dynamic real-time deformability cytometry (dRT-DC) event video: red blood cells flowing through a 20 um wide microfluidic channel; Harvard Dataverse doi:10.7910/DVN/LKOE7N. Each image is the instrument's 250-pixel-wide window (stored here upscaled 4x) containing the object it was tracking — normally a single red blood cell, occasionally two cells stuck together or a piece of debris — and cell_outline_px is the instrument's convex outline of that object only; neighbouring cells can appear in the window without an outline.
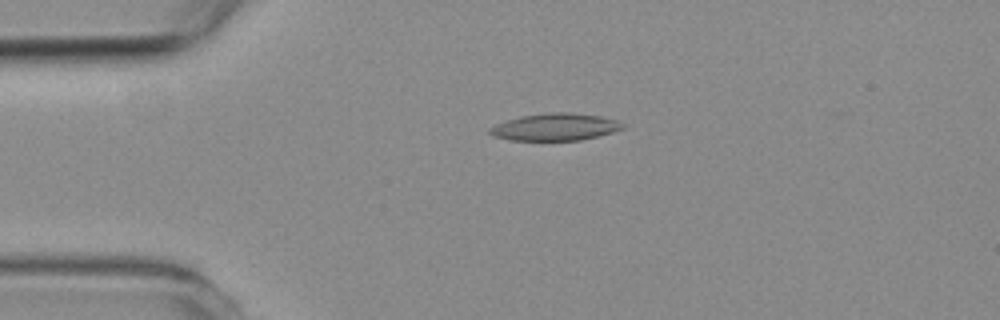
{"species": "common noctule bat (a hibernating species)", "species_latin": "Nyctalus noctula", "temperature_condition": "room temperature", "stored_images_in_passage": 21, "camera_frame_rate_fps": 3000, "um_per_image_px": 0.085, "animal": {"sex": "female", "body_mass_g": 19.3, "forearm_length_mm": 54.1}, "frame": {"image": 1, "passage_image": 12, "time_ms": 3.667, "image_size_px": [1000, 320], "cell_outline_px": [[624, 128], [612, 132], [580, 140], [512, 140], [492, 136], [488, 132], [488, 128], [496, 124], [520, 116], [552, 112], [568, 112], [600, 116], [616, 120], [624, 124]], "centroid_in_image_um": [47.16, 10.79], "position_along_channel_um": 37.8, "area_um2": 20.87}}
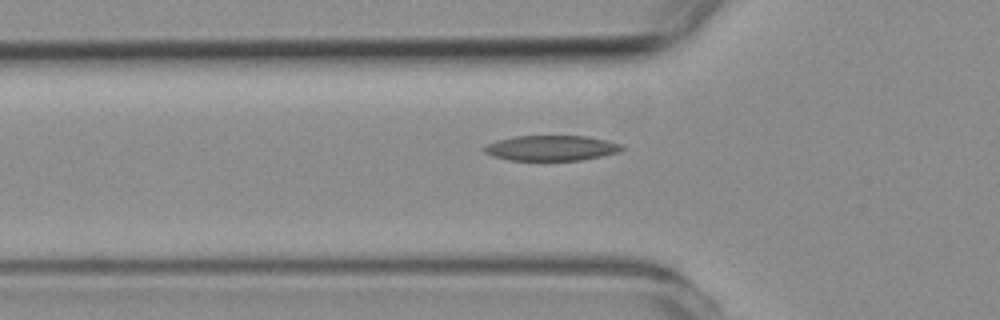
{"frame": {"image": 2, "passage_image": 18, "time_ms": 5.667, "image_size_px": [1000, 320], "cell_outline_px": [[628, 148], [620, 152], [580, 160], [508, 160], [492, 156], [484, 152], [484, 148], [488, 144], [496, 140], [516, 136], [584, 136], [608, 140], [624, 144]], "centroid_in_image_um": [46.92, 12.58], "position_along_channel_um": 78.9, "area_um2": 20.4}}
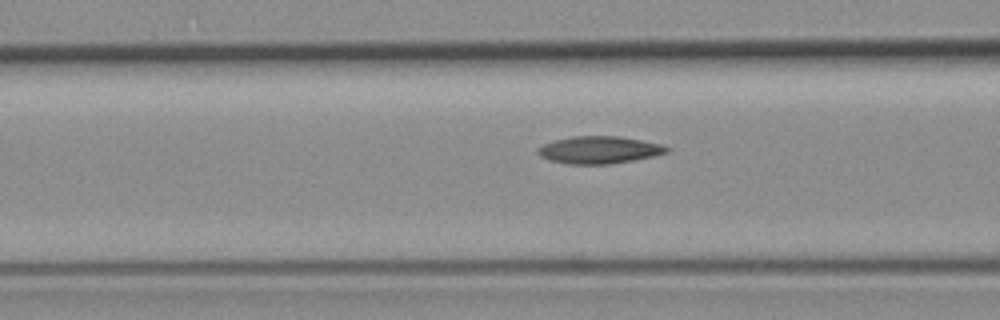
{"frame": {"image": 3, "passage_image": 21, "time_ms": 6.667, "image_size_px": [1000, 320], "cell_outline_px": [[672, 148], [668, 152], [652, 156], [612, 164], [568, 164], [548, 160], [540, 156], [536, 152], [536, 148], [544, 144], [556, 140], [572, 136], [620, 136], [660, 144]], "centroid_in_image_um": [50.9, 12.74], "position_along_channel_um": 115.7, "area_um2": 20.52}}